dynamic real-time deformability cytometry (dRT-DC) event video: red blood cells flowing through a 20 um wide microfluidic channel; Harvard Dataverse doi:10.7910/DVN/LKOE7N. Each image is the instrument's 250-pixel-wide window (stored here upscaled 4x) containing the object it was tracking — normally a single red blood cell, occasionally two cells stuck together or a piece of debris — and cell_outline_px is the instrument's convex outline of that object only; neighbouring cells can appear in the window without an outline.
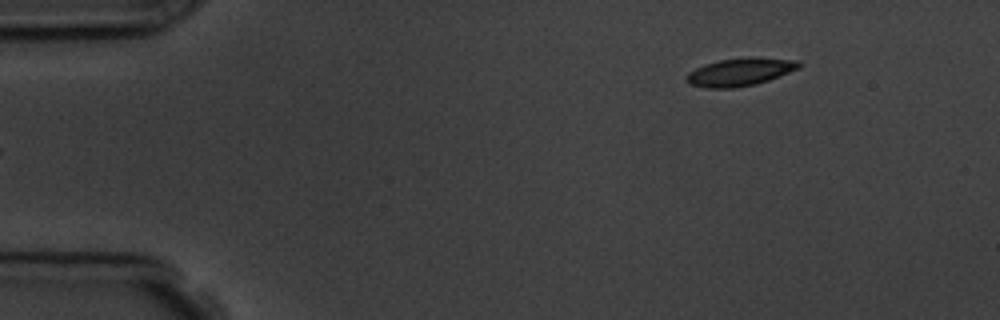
{"species": "common noctule bat (a hibernating species)", "species_latin": "Nyctalus noctula", "temperature_condition": "room temperature", "stored_images_in_passage": 6, "segment_of_instrument_passage": [2, 2], "camera_frame_rate_fps": 3000, "um_per_image_px": 0.085, "animal": {"sex": "male", "body_mass_g": 19.5, "forearm_length_mm": 54.6}, "frame": {"image": 1, "passage_image": 6, "time_ms": 5.667, "image_size_px": [1000, 320], "cell_outline_px": [[804, 64], [800, 68], [768, 80], [756, 84], [732, 88], [708, 88], [688, 84], [684, 80], [688, 72], [704, 64], [720, 60], [748, 56], [752, 56], [800, 60]], "centroid_in_image_um": [62.93, 6.1], "position_along_channel_um": 22.1, "area_um2": 18.61}}